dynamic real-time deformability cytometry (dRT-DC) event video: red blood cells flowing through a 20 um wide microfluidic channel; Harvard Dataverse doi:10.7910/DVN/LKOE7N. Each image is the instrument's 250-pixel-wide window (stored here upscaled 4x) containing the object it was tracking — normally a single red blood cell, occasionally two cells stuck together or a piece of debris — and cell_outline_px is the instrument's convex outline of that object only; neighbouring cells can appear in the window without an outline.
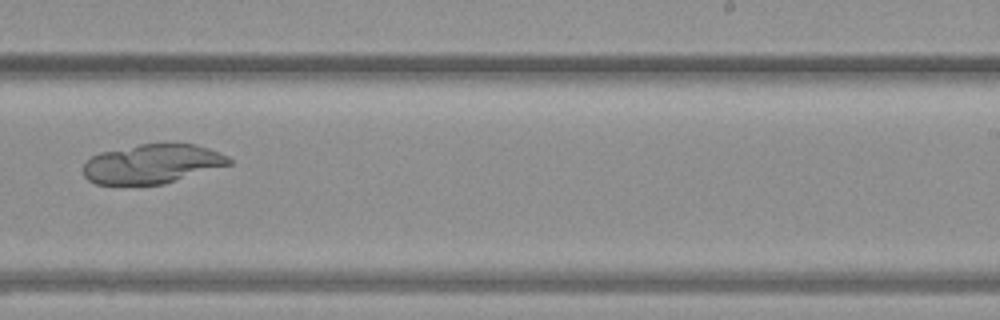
{"species": "common noctule bat (a hibernating species)", "species_latin": "Nyctalus noctula", "temperature_condition": "warm", "stored_images_in_passage": 38, "camera_frame_rate_fps": 3000, "um_per_image_px": 0.085, "animal": {"sex": "female", "body_mass_g": 19.3, "forearm_length_mm": 54.1}, "frame": {"image": 1, "passage_image": 24, "time_ms": 7.667, "image_size_px": [1000, 320], "cell_outline_px": [[232, 164], [164, 184], [96, 184], [88, 180], [84, 176], [84, 164], [92, 156], [100, 152], [140, 144], [196, 144], [208, 148], [228, 156], [232, 160]], "centroid_in_image_um": [12.95, 13.93], "position_along_channel_um": 276.1, "area_um2": 33.18}}